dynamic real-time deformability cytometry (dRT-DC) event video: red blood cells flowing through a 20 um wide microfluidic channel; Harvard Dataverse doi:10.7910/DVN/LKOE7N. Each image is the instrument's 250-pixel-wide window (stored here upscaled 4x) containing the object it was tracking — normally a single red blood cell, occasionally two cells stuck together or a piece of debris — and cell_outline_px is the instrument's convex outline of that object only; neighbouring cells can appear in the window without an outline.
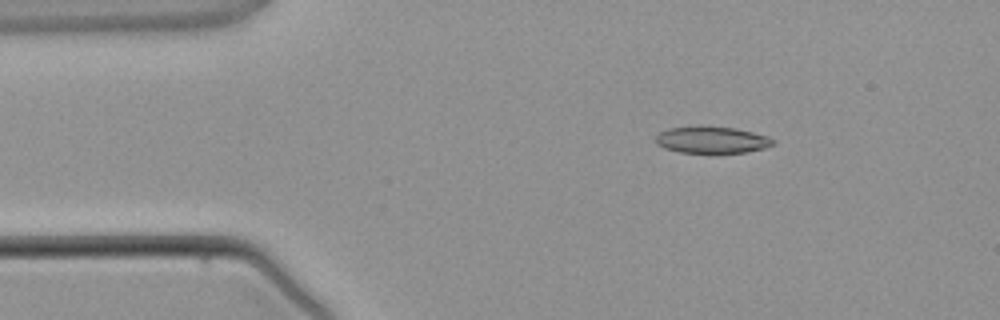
{"species": "common noctule bat (a hibernating species)", "species_latin": "Nyctalus noctula", "temperature_condition": "warm", "stored_images_in_passage": 4, "camera_frame_rate_fps": 3000, "um_per_image_px": 0.085, "animal": {"sex": "male", "body_mass_g": 21.5, "forearm_length_mm": 52.0}, "frame": {"image": 1, "passage_image": 2, "time_ms": 1.333, "image_size_px": [1000, 320], "cell_outline_px": [[776, 144], [764, 148], [744, 152], [680, 152], [664, 148], [656, 144], [656, 136], [660, 132], [668, 128], [736, 128], [768, 136], [776, 140]], "centroid_in_image_um": [60.55, 11.91], "position_along_channel_um": 24.5, "area_um2": 17.63}}